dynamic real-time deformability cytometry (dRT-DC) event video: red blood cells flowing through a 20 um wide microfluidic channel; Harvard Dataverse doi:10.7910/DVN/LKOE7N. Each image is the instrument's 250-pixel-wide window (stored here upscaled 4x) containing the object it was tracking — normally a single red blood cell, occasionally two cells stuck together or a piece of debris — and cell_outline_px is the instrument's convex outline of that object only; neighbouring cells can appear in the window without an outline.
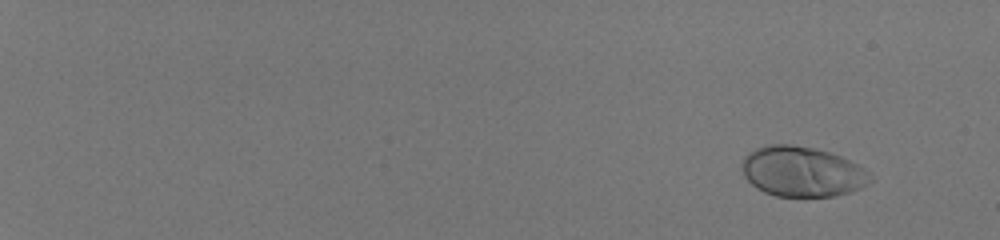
{"species": "human", "species_latin": "Homo sapiens", "temperature_condition": "room temperature", "stored_images_in_passage": 52, "camera_frame_rate_fps": 3000, "um_per_image_px": 0.085, "donor": {"sex": "male"}, "frame": {"image": 1, "passage_image": 1, "time_ms": 0.0, "image_size_px": [1000, 240], "cell_outline_px": [[872, 180], [868, 184], [860, 188], [836, 196], [776, 196], [764, 192], [756, 188], [744, 176], [740, 168], [740, 164], [744, 156], [748, 152], [756, 148], [768, 144], [792, 144], [812, 148], [828, 152], [840, 156], [864, 168], [872, 176]], "centroid_in_image_um": [68.14, 14.58], "position_along_channel_um": 16.9, "area_um2": 37.63}}
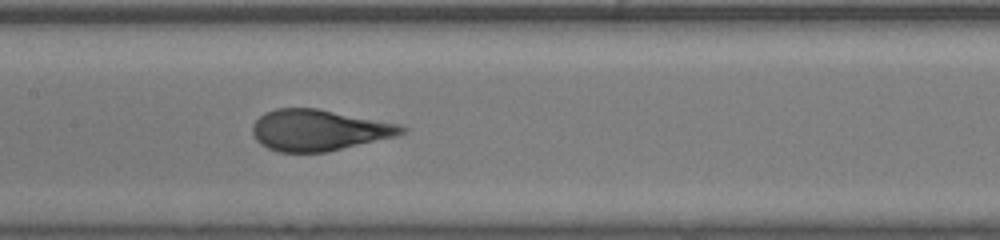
{"frame": {"image": 2, "passage_image": 30, "time_ms": 9.667, "image_size_px": [1000, 240], "cell_outline_px": [[408, 128], [404, 132], [396, 136], [324, 152], [280, 152], [268, 148], [260, 144], [252, 136], [252, 124], [264, 112], [276, 108], [316, 108], [400, 124]], "centroid_in_image_um": [27.05, 11.05], "position_along_channel_um": 180.3, "area_um2": 35.6}}
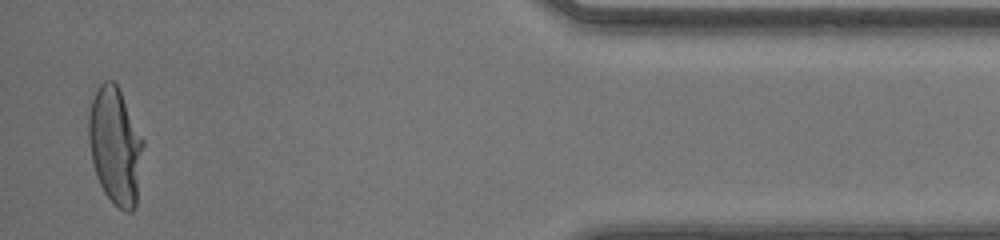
{"frame": {"image": 3, "passage_image": 51, "time_ms": 16.667, "image_size_px": [1000, 240], "cell_outline_px": [[144, 144], [136, 208], [132, 212], [124, 212], [104, 192], [96, 176], [92, 160], [88, 140], [88, 116], [92, 100], [96, 88], [104, 80], [112, 80], [116, 84], [144, 140]], "centroid_in_image_um": [9.8, 12.41], "position_along_channel_um": 425.4, "area_um2": 37.17}, "authors_computed_cell_mechanics": {"area_um2": 36.1539, "velocity_mm_per_s": 4.1437, "shape_relaxation_time_tau1_ms": 5.1197, "shape_relaxation_time_tau2_ms": null, "deformation_change_tau1": 0.2616, "deformation_change_tau2": null}}